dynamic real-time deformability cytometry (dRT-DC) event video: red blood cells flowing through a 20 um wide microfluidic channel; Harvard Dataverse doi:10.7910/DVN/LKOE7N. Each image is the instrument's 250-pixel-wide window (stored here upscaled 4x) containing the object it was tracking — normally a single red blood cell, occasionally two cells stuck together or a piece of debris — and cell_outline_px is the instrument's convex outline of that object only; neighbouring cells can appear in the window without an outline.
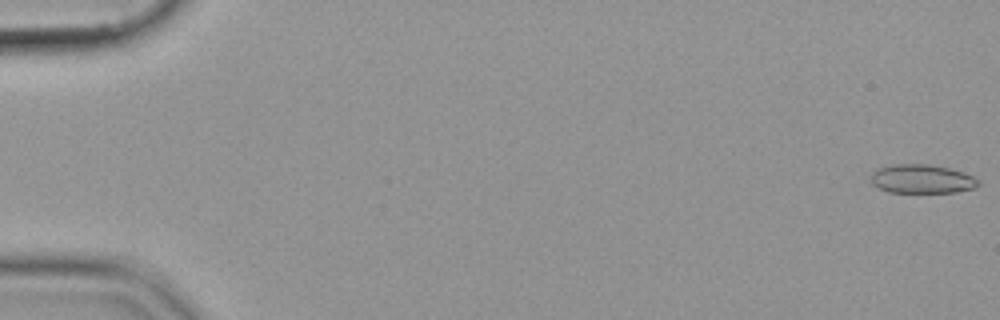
{"species": "common noctule bat (a hibernating species)", "species_latin": "Nyctalus noctula", "temperature_condition": "cold", "stored_images_in_passage": 55, "camera_frame_rate_fps": 3000, "um_per_image_px": 0.085, "animal": {"sex": "female", "body_mass_g": 19.9}, "frame": {"image": 1, "passage_image": 1, "time_ms": 0.0, "image_size_px": [1000, 320], "cell_outline_px": [[980, 184], [972, 188], [956, 192], [888, 192], [872, 184], [872, 172], [880, 168], [892, 164], [928, 164], [948, 168], [964, 172], [980, 180]], "centroid_in_image_um": [78.38, 15.21], "position_along_channel_um": 6.6, "area_um2": 17.92}}
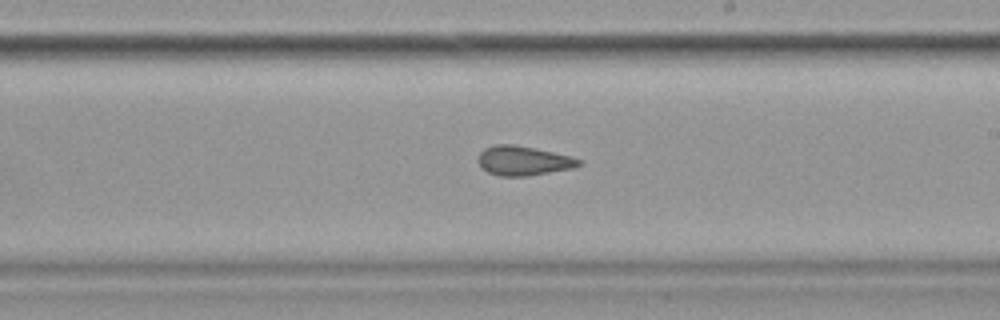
{"frame": {"image": 2, "passage_image": 33, "time_ms": 10.667, "image_size_px": [1000, 320], "cell_outline_px": [[584, 164], [572, 168], [528, 176], [500, 176], [488, 172], [480, 168], [476, 160], [480, 152], [484, 148], [496, 144], [512, 144], [572, 156], [580, 160]], "centroid_in_image_um": [44.44, 13.67], "position_along_channel_um": 244.6, "area_um2": 17.34}}
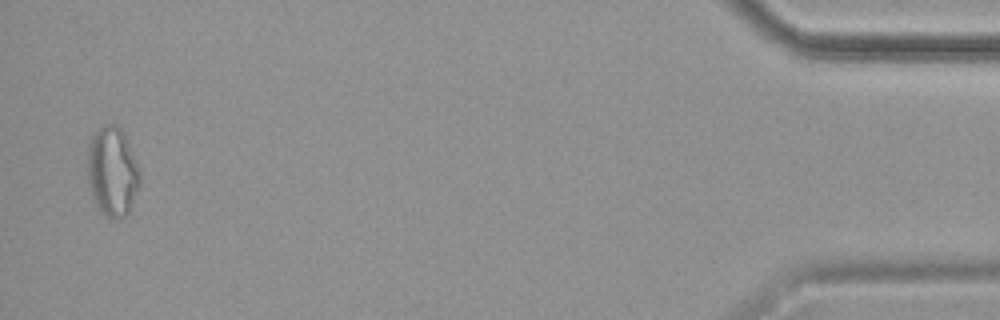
{"frame": {"image": 3, "passage_image": 54, "time_ms": 17.667, "image_size_px": [1000, 320], "cell_outline_px": [[140, 184], [132, 204], [128, 212], [124, 216], [112, 220], [100, 212], [92, 196], [88, 180], [88, 144], [92, 136], [104, 124], [116, 124], [120, 128], [140, 168]], "centroid_in_image_um": [9.55, 14.61], "position_along_channel_um": 425.6, "area_um2": 27.17}}